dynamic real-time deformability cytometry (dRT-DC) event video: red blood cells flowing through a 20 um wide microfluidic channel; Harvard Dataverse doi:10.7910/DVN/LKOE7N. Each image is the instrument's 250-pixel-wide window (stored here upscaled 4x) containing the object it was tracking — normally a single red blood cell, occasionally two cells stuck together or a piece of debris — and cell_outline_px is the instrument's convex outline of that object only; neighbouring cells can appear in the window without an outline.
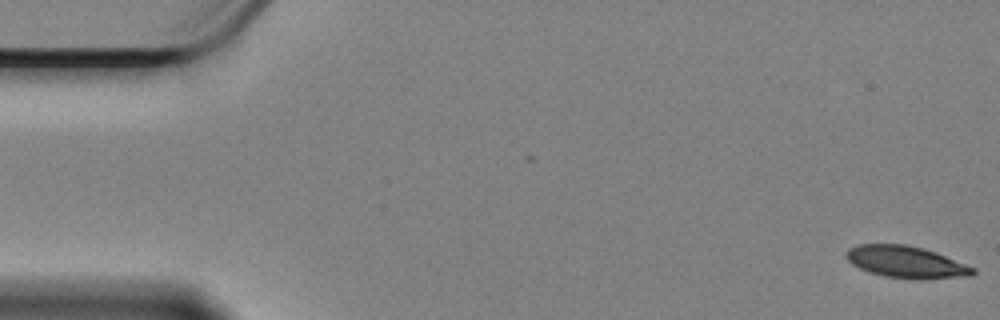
{"species": "Egyptian fruit bat (a non-hibernating species)", "species_latin": "Rousettus aegyptiacus", "temperature_condition": "cold", "stored_images_in_passage": 2, "camera_frame_rate_fps": 3000, "um_per_image_px": 0.085, "animal": {"sex": "female"}, "frame": {"image": 1, "passage_image": 2, "time_ms": 0.333, "image_size_px": [1000, 320], "cell_outline_px": [[976, 272], [972, 276], [920, 280], [884, 276], [868, 272], [852, 264], [844, 256], [844, 252], [848, 248], [856, 244], [904, 244], [924, 248], [936, 252], [976, 268]], "centroid_in_image_um": [77.02, 22.27], "position_along_channel_um": 8.0, "area_um2": 23.93}}